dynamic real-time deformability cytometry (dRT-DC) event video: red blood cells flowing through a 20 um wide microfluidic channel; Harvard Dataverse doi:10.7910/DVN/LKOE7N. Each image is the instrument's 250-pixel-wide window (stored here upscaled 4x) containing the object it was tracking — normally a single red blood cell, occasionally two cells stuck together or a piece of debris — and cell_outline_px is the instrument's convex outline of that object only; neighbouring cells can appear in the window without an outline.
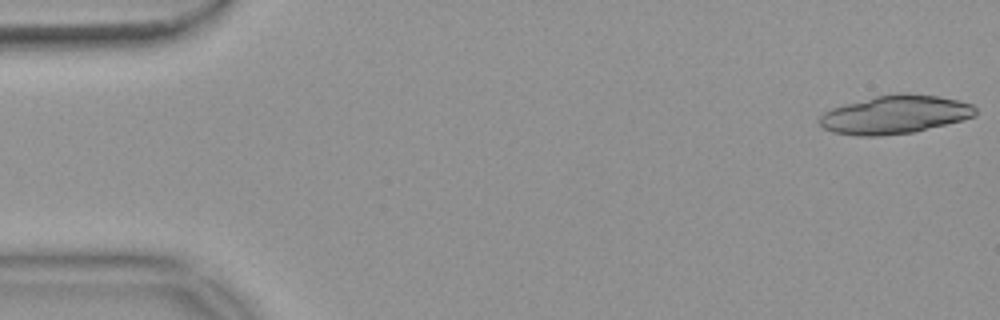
{"species": "common noctule bat (a hibernating species)", "species_latin": "Nyctalus noctula", "temperature_condition": "warm", "stored_images_in_passage": 25, "camera_frame_rate_fps": 3000, "um_per_image_px": 0.085, "animal": {"sex": "female", "body_mass_g": 18.4}, "frame": {"image": 1, "passage_image": 1, "time_ms": 0.0, "image_size_px": [1000, 320], "cell_outline_px": [[976, 112], [972, 116], [960, 120], [912, 132], [880, 136], [860, 136], [832, 132], [824, 128], [820, 124], [820, 116], [824, 112], [832, 108], [876, 96], [936, 96], [956, 100], [972, 104], [976, 108]], "centroid_in_image_um": [76.01, 9.78], "position_along_channel_um": 9.0, "area_um2": 33.41}}